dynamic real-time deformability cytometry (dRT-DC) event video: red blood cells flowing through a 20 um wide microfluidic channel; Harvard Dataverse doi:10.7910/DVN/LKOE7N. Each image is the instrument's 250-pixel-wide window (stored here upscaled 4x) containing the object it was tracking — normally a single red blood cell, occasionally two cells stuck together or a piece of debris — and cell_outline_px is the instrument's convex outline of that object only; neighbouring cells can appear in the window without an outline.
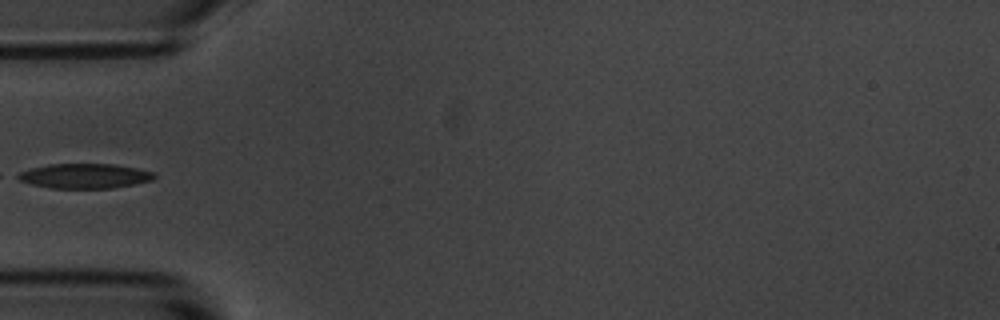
{"species": "common noctule bat (a hibernating species)", "species_latin": "Nyctalus noctula", "temperature_condition": "room temperature", "stored_images_in_passage": 23, "camera_frame_rate_fps": 3000, "um_per_image_px": 0.085, "animal": {"sex": "male", "body_mass_g": 20.1, "forearm_length_mm": 53.5}, "frame": {"image": 1, "passage_image": 1, "time_ms": 0.0, "image_size_px": [1000, 320], "cell_outline_px": [[156, 176], [152, 180], [112, 188], [52, 188], [32, 184], [20, 180], [12, 176], [20, 172], [32, 168], [48, 164], [112, 164], [136, 168], [156, 172]], "centroid_in_image_um": [7.19, 14.95], "position_along_channel_um": 77.8, "area_um2": 19.59}}
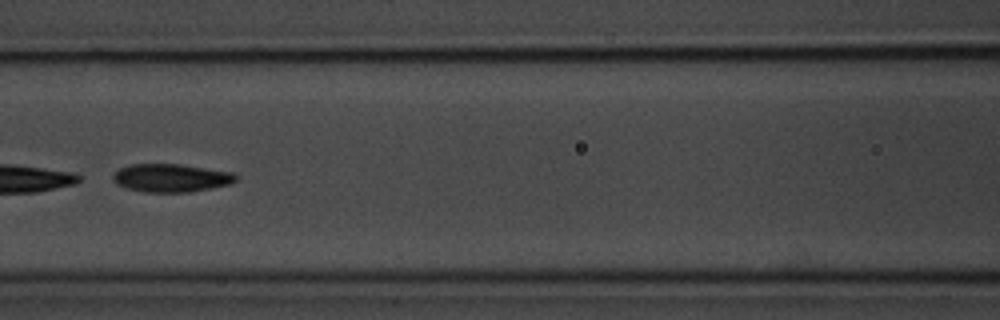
{"frame": {"image": 2, "passage_image": 7, "time_ms": 2.0, "image_size_px": [1000, 320], "cell_outline_px": [[236, 180], [232, 184], [212, 188], [188, 192], [144, 192], [128, 188], [116, 184], [112, 180], [112, 176], [120, 168], [132, 164], [180, 164], [232, 172], [236, 176]], "centroid_in_image_um": [14.54, 15.12], "position_along_channel_um": 152.1, "area_um2": 20.11}}
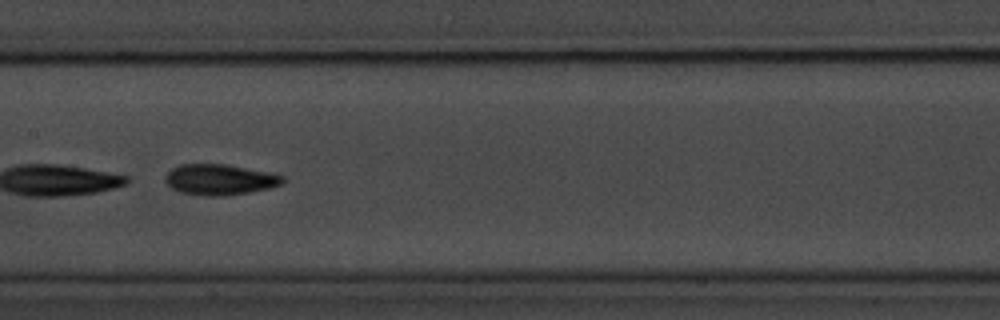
{"frame": {"image": 3, "passage_image": 10, "time_ms": 3.0, "image_size_px": [1000, 320], "cell_outline_px": [[284, 180], [280, 184], [268, 188], [248, 192], [224, 196], [212, 196], [180, 192], [172, 188], [164, 180], [164, 176], [172, 168], [180, 164], [224, 164], [272, 172], [284, 176]], "centroid_in_image_um": [18.67, 15.25], "position_along_channel_um": 188.7, "area_um2": 20.92}}